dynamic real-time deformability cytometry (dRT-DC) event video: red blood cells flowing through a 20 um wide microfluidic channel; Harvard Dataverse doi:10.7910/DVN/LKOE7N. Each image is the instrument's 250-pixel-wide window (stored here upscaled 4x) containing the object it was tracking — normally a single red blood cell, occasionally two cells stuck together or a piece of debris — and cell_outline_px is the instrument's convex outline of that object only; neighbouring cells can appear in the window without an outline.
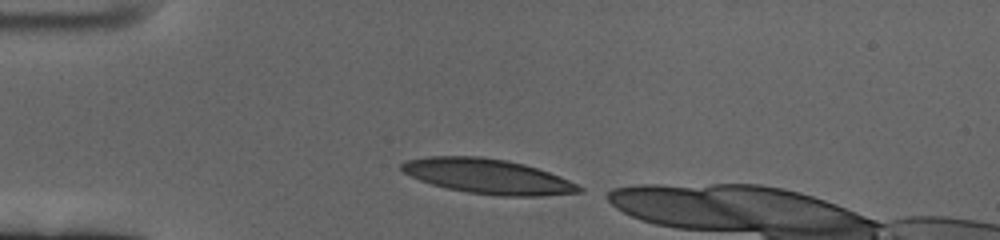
{"species": "human", "species_latin": "Homo sapiens", "temperature_condition": "cold", "stored_images_in_passage": 38, "camera_frame_rate_fps": 3000, "um_per_image_px": 0.085, "donor": {"sex": "female"}, "frame": {"image": 1, "passage_image": 1, "time_ms": 0.0, "image_size_px": [1000, 240], "cell_outline_px": [[584, 192], [540, 196], [500, 196], [468, 192], [448, 188], [432, 184], [420, 180], [404, 172], [400, 168], [400, 164], [408, 160], [428, 156], [480, 156], [504, 160], [524, 164], [560, 176], [584, 188]], "centroid_in_image_um": [41.48, 14.99], "position_along_channel_um": 43.5, "area_um2": 35.78}}
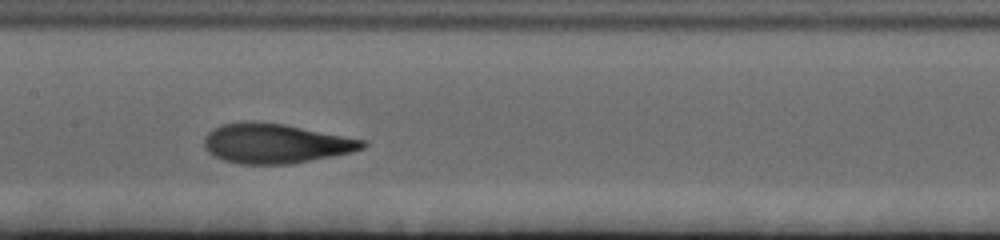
{"frame": {"image": 2, "passage_image": 16, "time_ms": 5.0, "image_size_px": [1000, 240], "cell_outline_px": [[368, 144], [364, 148], [352, 152], [292, 164], [240, 164], [224, 160], [208, 152], [204, 148], [204, 136], [212, 128], [220, 124], [248, 120], [252, 120], [284, 124], [368, 140]], "centroid_in_image_um": [23.42, 12.18], "position_along_channel_um": 184.0, "area_um2": 37.05}}
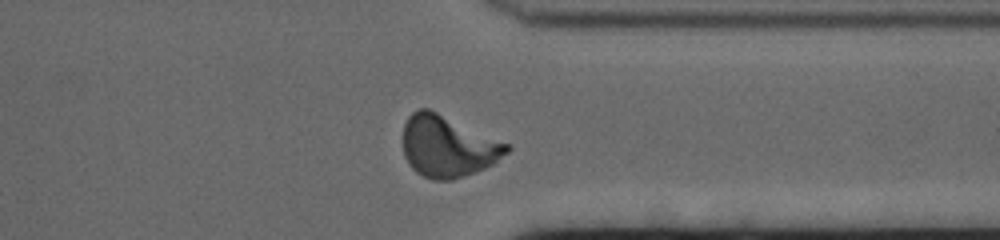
{"frame": {"image": 3, "passage_image": 33, "time_ms": 10.667, "image_size_px": [1000, 240], "cell_outline_px": [[512, 148], [508, 152], [492, 164], [476, 172], [452, 180], [432, 180], [416, 172], [408, 164], [404, 156], [404, 124], [408, 116], [412, 112], [420, 108], [428, 108], [508, 144]], "centroid_in_image_um": [38.04, 12.45], "position_along_channel_um": 373.4, "area_um2": 36.82}}